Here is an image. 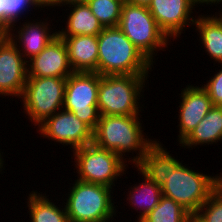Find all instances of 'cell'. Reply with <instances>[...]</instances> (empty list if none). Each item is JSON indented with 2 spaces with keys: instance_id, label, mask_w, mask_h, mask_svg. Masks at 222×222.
Instances as JSON below:
<instances>
[{
  "instance_id": "3957f363",
  "label": "cell",
  "mask_w": 222,
  "mask_h": 222,
  "mask_svg": "<svg viewBox=\"0 0 222 222\" xmlns=\"http://www.w3.org/2000/svg\"><path fill=\"white\" fill-rule=\"evenodd\" d=\"M148 76L99 75L97 107L100 115H141L139 112L142 106L139 101L140 97H144L142 93Z\"/></svg>"
},
{
  "instance_id": "5b68a950",
  "label": "cell",
  "mask_w": 222,
  "mask_h": 222,
  "mask_svg": "<svg viewBox=\"0 0 222 222\" xmlns=\"http://www.w3.org/2000/svg\"><path fill=\"white\" fill-rule=\"evenodd\" d=\"M190 168L192 167L181 163L173 172L168 173L161 190L162 195L173 199L194 215L221 184V173L209 176Z\"/></svg>"
},
{
  "instance_id": "e0dca14e",
  "label": "cell",
  "mask_w": 222,
  "mask_h": 222,
  "mask_svg": "<svg viewBox=\"0 0 222 222\" xmlns=\"http://www.w3.org/2000/svg\"><path fill=\"white\" fill-rule=\"evenodd\" d=\"M59 37L65 42L69 63L74 72H97V36L75 35Z\"/></svg>"
},
{
  "instance_id": "4dcf8cb0",
  "label": "cell",
  "mask_w": 222,
  "mask_h": 222,
  "mask_svg": "<svg viewBox=\"0 0 222 222\" xmlns=\"http://www.w3.org/2000/svg\"><path fill=\"white\" fill-rule=\"evenodd\" d=\"M0 34H5V9H1V0H0Z\"/></svg>"
},
{
  "instance_id": "4316f807",
  "label": "cell",
  "mask_w": 222,
  "mask_h": 222,
  "mask_svg": "<svg viewBox=\"0 0 222 222\" xmlns=\"http://www.w3.org/2000/svg\"><path fill=\"white\" fill-rule=\"evenodd\" d=\"M218 71L219 72H215V75H213L212 78L210 77L209 81L202 85V87L209 94L213 105L222 107V67Z\"/></svg>"
},
{
  "instance_id": "9a60e30c",
  "label": "cell",
  "mask_w": 222,
  "mask_h": 222,
  "mask_svg": "<svg viewBox=\"0 0 222 222\" xmlns=\"http://www.w3.org/2000/svg\"><path fill=\"white\" fill-rule=\"evenodd\" d=\"M22 23L16 29V22L12 24L10 30L6 33L7 37L15 43L17 49L24 59L28 61L35 55H38L57 35V29L51 30L50 24L45 21L37 20ZM15 28V29H14ZM14 29V30H13ZM16 31V32H15ZM53 33H52V32ZM13 32V33H12ZM14 32L16 34H14ZM18 33V34H17ZM19 43V44H18ZM21 49V50H20ZM27 57V58H26Z\"/></svg>"
},
{
  "instance_id": "d6986e66",
  "label": "cell",
  "mask_w": 222,
  "mask_h": 222,
  "mask_svg": "<svg viewBox=\"0 0 222 222\" xmlns=\"http://www.w3.org/2000/svg\"><path fill=\"white\" fill-rule=\"evenodd\" d=\"M69 7L66 28L57 31L58 36L92 35L98 34L104 29L100 21L93 15L89 5L85 3L71 4Z\"/></svg>"
},
{
  "instance_id": "52a82bcc",
  "label": "cell",
  "mask_w": 222,
  "mask_h": 222,
  "mask_svg": "<svg viewBox=\"0 0 222 222\" xmlns=\"http://www.w3.org/2000/svg\"><path fill=\"white\" fill-rule=\"evenodd\" d=\"M72 152L79 181L113 188L116 179L126 174L124 172L127 171L128 165L125 164L127 161L125 162L115 152L100 148L94 143Z\"/></svg>"
},
{
  "instance_id": "277c9868",
  "label": "cell",
  "mask_w": 222,
  "mask_h": 222,
  "mask_svg": "<svg viewBox=\"0 0 222 222\" xmlns=\"http://www.w3.org/2000/svg\"><path fill=\"white\" fill-rule=\"evenodd\" d=\"M112 189L76 179L65 194L68 198L64 205L70 222H112L118 209L114 206Z\"/></svg>"
},
{
  "instance_id": "603a6c76",
  "label": "cell",
  "mask_w": 222,
  "mask_h": 222,
  "mask_svg": "<svg viewBox=\"0 0 222 222\" xmlns=\"http://www.w3.org/2000/svg\"><path fill=\"white\" fill-rule=\"evenodd\" d=\"M190 216L180 204L162 195L157 206L139 222H188Z\"/></svg>"
},
{
  "instance_id": "d4e9b609",
  "label": "cell",
  "mask_w": 222,
  "mask_h": 222,
  "mask_svg": "<svg viewBox=\"0 0 222 222\" xmlns=\"http://www.w3.org/2000/svg\"><path fill=\"white\" fill-rule=\"evenodd\" d=\"M200 222H222V183L194 214Z\"/></svg>"
},
{
  "instance_id": "d6a6232c",
  "label": "cell",
  "mask_w": 222,
  "mask_h": 222,
  "mask_svg": "<svg viewBox=\"0 0 222 222\" xmlns=\"http://www.w3.org/2000/svg\"><path fill=\"white\" fill-rule=\"evenodd\" d=\"M4 158H2V155H0V173L3 174L1 171L3 170L2 168L4 167Z\"/></svg>"
},
{
  "instance_id": "cb8c5ba5",
  "label": "cell",
  "mask_w": 222,
  "mask_h": 222,
  "mask_svg": "<svg viewBox=\"0 0 222 222\" xmlns=\"http://www.w3.org/2000/svg\"><path fill=\"white\" fill-rule=\"evenodd\" d=\"M124 2L121 0H87L86 3L102 26L108 28L118 27Z\"/></svg>"
},
{
  "instance_id": "83f0119b",
  "label": "cell",
  "mask_w": 222,
  "mask_h": 222,
  "mask_svg": "<svg viewBox=\"0 0 222 222\" xmlns=\"http://www.w3.org/2000/svg\"><path fill=\"white\" fill-rule=\"evenodd\" d=\"M32 3L38 8H44L46 7V9H48V7L50 8H53V5H54V0H31Z\"/></svg>"
},
{
  "instance_id": "6da1fadb",
  "label": "cell",
  "mask_w": 222,
  "mask_h": 222,
  "mask_svg": "<svg viewBox=\"0 0 222 222\" xmlns=\"http://www.w3.org/2000/svg\"><path fill=\"white\" fill-rule=\"evenodd\" d=\"M139 116L100 115L93 131V143L100 148L115 152L125 161L127 159L124 157L125 153L129 155L132 151L133 157L130 156L128 162L136 166L142 160L147 147L154 141L143 134L144 128ZM133 152L137 155L134 156Z\"/></svg>"
},
{
  "instance_id": "2e32d148",
  "label": "cell",
  "mask_w": 222,
  "mask_h": 222,
  "mask_svg": "<svg viewBox=\"0 0 222 222\" xmlns=\"http://www.w3.org/2000/svg\"><path fill=\"white\" fill-rule=\"evenodd\" d=\"M171 155L160 141L154 139L136 167L161 187L166 182L168 173L173 172L182 163Z\"/></svg>"
},
{
  "instance_id": "7a4b0ae2",
  "label": "cell",
  "mask_w": 222,
  "mask_h": 222,
  "mask_svg": "<svg viewBox=\"0 0 222 222\" xmlns=\"http://www.w3.org/2000/svg\"><path fill=\"white\" fill-rule=\"evenodd\" d=\"M99 75L151 74L154 64L118 28H104L97 36Z\"/></svg>"
},
{
  "instance_id": "ba28073f",
  "label": "cell",
  "mask_w": 222,
  "mask_h": 222,
  "mask_svg": "<svg viewBox=\"0 0 222 222\" xmlns=\"http://www.w3.org/2000/svg\"><path fill=\"white\" fill-rule=\"evenodd\" d=\"M66 81L58 77H27L21 103L33 126L63 109Z\"/></svg>"
},
{
  "instance_id": "8fae6325",
  "label": "cell",
  "mask_w": 222,
  "mask_h": 222,
  "mask_svg": "<svg viewBox=\"0 0 222 222\" xmlns=\"http://www.w3.org/2000/svg\"><path fill=\"white\" fill-rule=\"evenodd\" d=\"M27 81V61L6 34H0V97L21 98Z\"/></svg>"
},
{
  "instance_id": "1f68e13d",
  "label": "cell",
  "mask_w": 222,
  "mask_h": 222,
  "mask_svg": "<svg viewBox=\"0 0 222 222\" xmlns=\"http://www.w3.org/2000/svg\"><path fill=\"white\" fill-rule=\"evenodd\" d=\"M125 1L135 5L148 6L152 0H125Z\"/></svg>"
},
{
  "instance_id": "30bf717a",
  "label": "cell",
  "mask_w": 222,
  "mask_h": 222,
  "mask_svg": "<svg viewBox=\"0 0 222 222\" xmlns=\"http://www.w3.org/2000/svg\"><path fill=\"white\" fill-rule=\"evenodd\" d=\"M37 128L43 137L63 146L70 145L72 151L93 143V130L74 113L64 109L46 118Z\"/></svg>"
},
{
  "instance_id": "f546056e",
  "label": "cell",
  "mask_w": 222,
  "mask_h": 222,
  "mask_svg": "<svg viewBox=\"0 0 222 222\" xmlns=\"http://www.w3.org/2000/svg\"><path fill=\"white\" fill-rule=\"evenodd\" d=\"M195 3H196V7H198V5L200 4V5H204L205 6V4L206 5H216L217 6V4L219 5H221L222 4V0H195Z\"/></svg>"
},
{
  "instance_id": "f1b7e54d",
  "label": "cell",
  "mask_w": 222,
  "mask_h": 222,
  "mask_svg": "<svg viewBox=\"0 0 222 222\" xmlns=\"http://www.w3.org/2000/svg\"><path fill=\"white\" fill-rule=\"evenodd\" d=\"M87 0H54V5L53 7H61V6H68L71 4H76V3H85Z\"/></svg>"
},
{
  "instance_id": "7402d4cb",
  "label": "cell",
  "mask_w": 222,
  "mask_h": 222,
  "mask_svg": "<svg viewBox=\"0 0 222 222\" xmlns=\"http://www.w3.org/2000/svg\"><path fill=\"white\" fill-rule=\"evenodd\" d=\"M40 193L33 190L28 196L27 213L30 215V222H70L65 205L63 207L58 204V207L56 202H51L53 199L47 198L46 193Z\"/></svg>"
},
{
  "instance_id": "5bb4252c",
  "label": "cell",
  "mask_w": 222,
  "mask_h": 222,
  "mask_svg": "<svg viewBox=\"0 0 222 222\" xmlns=\"http://www.w3.org/2000/svg\"><path fill=\"white\" fill-rule=\"evenodd\" d=\"M179 102V144L191 133L214 106L207 91L201 86L187 85L181 91Z\"/></svg>"
},
{
  "instance_id": "7c38bea8",
  "label": "cell",
  "mask_w": 222,
  "mask_h": 222,
  "mask_svg": "<svg viewBox=\"0 0 222 222\" xmlns=\"http://www.w3.org/2000/svg\"><path fill=\"white\" fill-rule=\"evenodd\" d=\"M195 5V0H152L147 7L159 28L174 41L185 32L186 25L194 26L196 18L191 15Z\"/></svg>"
},
{
  "instance_id": "484cf974",
  "label": "cell",
  "mask_w": 222,
  "mask_h": 222,
  "mask_svg": "<svg viewBox=\"0 0 222 222\" xmlns=\"http://www.w3.org/2000/svg\"><path fill=\"white\" fill-rule=\"evenodd\" d=\"M32 11V8L38 10L31 0H1V9H5V34L10 30L13 23L21 20L26 12ZM25 12V13H23Z\"/></svg>"
},
{
  "instance_id": "44dd1931",
  "label": "cell",
  "mask_w": 222,
  "mask_h": 222,
  "mask_svg": "<svg viewBox=\"0 0 222 222\" xmlns=\"http://www.w3.org/2000/svg\"><path fill=\"white\" fill-rule=\"evenodd\" d=\"M135 168L139 171L138 175L142 176V183L135 184L130 187L128 191L127 204L132 205L131 208H135L137 211L139 208L140 213L136 222H139L145 215H147L151 210H153L160 201L162 196L161 187L152 182L145 174H143L136 166ZM144 177V178H143Z\"/></svg>"
},
{
  "instance_id": "836d02e7",
  "label": "cell",
  "mask_w": 222,
  "mask_h": 222,
  "mask_svg": "<svg viewBox=\"0 0 222 222\" xmlns=\"http://www.w3.org/2000/svg\"><path fill=\"white\" fill-rule=\"evenodd\" d=\"M188 222H200L194 215H191Z\"/></svg>"
},
{
  "instance_id": "ffe728a7",
  "label": "cell",
  "mask_w": 222,
  "mask_h": 222,
  "mask_svg": "<svg viewBox=\"0 0 222 222\" xmlns=\"http://www.w3.org/2000/svg\"><path fill=\"white\" fill-rule=\"evenodd\" d=\"M216 13L218 12H215V15L195 16L197 19L194 25L197 27L195 30L199 32V40L203 44L201 48L204 47L207 55L216 61L215 63L222 64V18Z\"/></svg>"
},
{
  "instance_id": "4fadbf2b",
  "label": "cell",
  "mask_w": 222,
  "mask_h": 222,
  "mask_svg": "<svg viewBox=\"0 0 222 222\" xmlns=\"http://www.w3.org/2000/svg\"><path fill=\"white\" fill-rule=\"evenodd\" d=\"M73 72L65 42L58 35L27 61V77L67 78Z\"/></svg>"
},
{
  "instance_id": "9c48e42d",
  "label": "cell",
  "mask_w": 222,
  "mask_h": 222,
  "mask_svg": "<svg viewBox=\"0 0 222 222\" xmlns=\"http://www.w3.org/2000/svg\"><path fill=\"white\" fill-rule=\"evenodd\" d=\"M99 74L97 72H73L67 77L63 109L74 113L93 131L100 113L97 107Z\"/></svg>"
},
{
  "instance_id": "8992f818",
  "label": "cell",
  "mask_w": 222,
  "mask_h": 222,
  "mask_svg": "<svg viewBox=\"0 0 222 222\" xmlns=\"http://www.w3.org/2000/svg\"><path fill=\"white\" fill-rule=\"evenodd\" d=\"M118 28L152 63H156L154 57L158 51L168 48L171 43L147 6L125 1Z\"/></svg>"
},
{
  "instance_id": "e575fe53",
  "label": "cell",
  "mask_w": 222,
  "mask_h": 222,
  "mask_svg": "<svg viewBox=\"0 0 222 222\" xmlns=\"http://www.w3.org/2000/svg\"><path fill=\"white\" fill-rule=\"evenodd\" d=\"M222 10L218 11L219 13L217 14L220 18H222Z\"/></svg>"
},
{
  "instance_id": "ac0fdd59",
  "label": "cell",
  "mask_w": 222,
  "mask_h": 222,
  "mask_svg": "<svg viewBox=\"0 0 222 222\" xmlns=\"http://www.w3.org/2000/svg\"><path fill=\"white\" fill-rule=\"evenodd\" d=\"M218 141H222V107L213 106L179 146L190 149L198 145H215Z\"/></svg>"
}]
</instances>
